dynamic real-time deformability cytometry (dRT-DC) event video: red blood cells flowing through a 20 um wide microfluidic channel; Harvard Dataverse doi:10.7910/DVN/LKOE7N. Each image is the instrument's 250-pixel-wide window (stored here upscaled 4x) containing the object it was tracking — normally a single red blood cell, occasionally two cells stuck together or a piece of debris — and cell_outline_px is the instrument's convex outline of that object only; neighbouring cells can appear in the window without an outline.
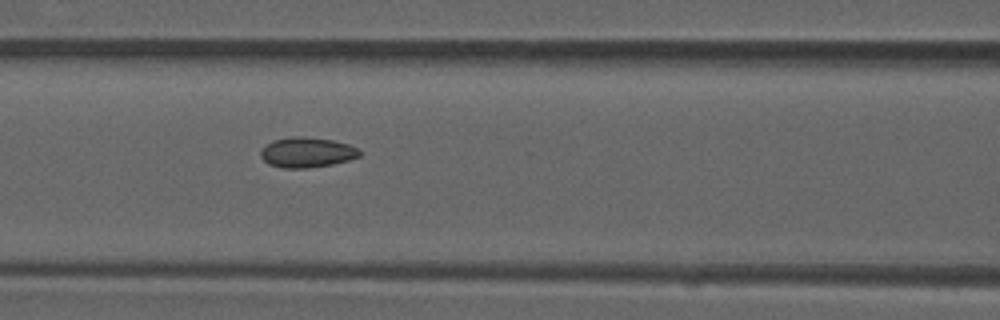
{"species": "common noctule bat (a hibernating species)", "species_latin": "Nyctalus noctula", "temperature_condition": "room temperature", "stored_images_in_passage": 6, "camera_frame_rate_fps": 3000, "um_per_image_px": 0.085, "animal": {"sex": "male", "forearm_length_mm": 52.5}, "frame": {"image": 1, "passage_image": 6, "time_ms": 1.667, "image_size_px": [1000, 320], "cell_outline_px": [[360, 156], [348, 160], [332, 164], [308, 168], [284, 168], [268, 164], [260, 156], [260, 152], [264, 144], [272, 140], [292, 136], [300, 136], [332, 140], [348, 144], [356, 148], [360, 152]], "centroid_in_image_um": [26.03, 12.95], "position_along_channel_um": 140.6, "area_um2": 17.4}}